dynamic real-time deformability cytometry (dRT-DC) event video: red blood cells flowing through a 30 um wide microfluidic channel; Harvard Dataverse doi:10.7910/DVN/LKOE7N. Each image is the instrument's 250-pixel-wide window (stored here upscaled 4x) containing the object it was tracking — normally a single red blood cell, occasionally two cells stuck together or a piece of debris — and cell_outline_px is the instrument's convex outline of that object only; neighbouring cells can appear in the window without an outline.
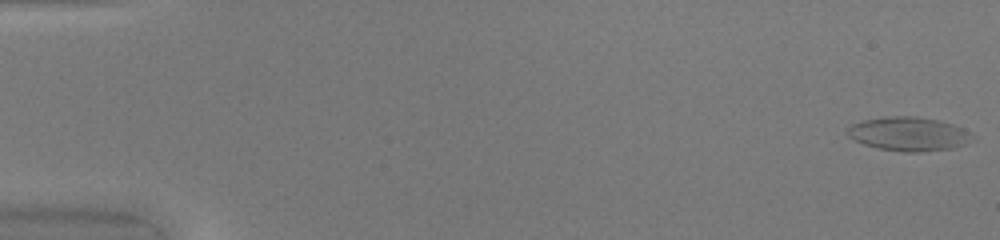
{"species": "common noctule bat (a hibernating species)", "species_latin": "Nyctalus noctula", "temperature_condition": "warm", "stored_images_in_passage": 51, "camera_frame_rate_fps": 3000, "um_per_image_px": 0.085, "animal": {"sex": "female", "body_mass_g": 20.0, "forearm_length_mm": 54.0}, "frame": {"image": 1, "passage_image": 1, "time_ms": 0.0, "image_size_px": [1000, 240], "cell_outline_px": [[976, 140], [952, 148], [916, 152], [904, 152], [880, 148], [864, 144], [848, 136], [844, 132], [852, 124], [864, 120], [888, 116], [916, 116], [936, 120], [952, 124], [968, 132]], "centroid_in_image_um": [77.22, 11.38], "position_along_channel_um": 7.8, "area_um2": 24.39}}
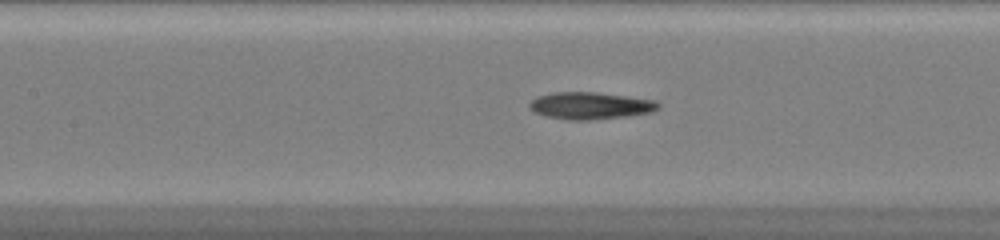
{"frame": {"image": 2, "passage_image": 24, "time_ms": 7.667, "image_size_px": [1000, 240], "cell_outline_px": [[660, 108], [652, 112], [628, 116], [588, 120], [568, 120], [548, 116], [536, 112], [528, 108], [528, 104], [536, 96], [552, 92], [596, 92], [656, 100], [660, 104]], "centroid_in_image_um": [50.19, 8.97], "position_along_channel_um": 157.2, "area_um2": 20.4}}
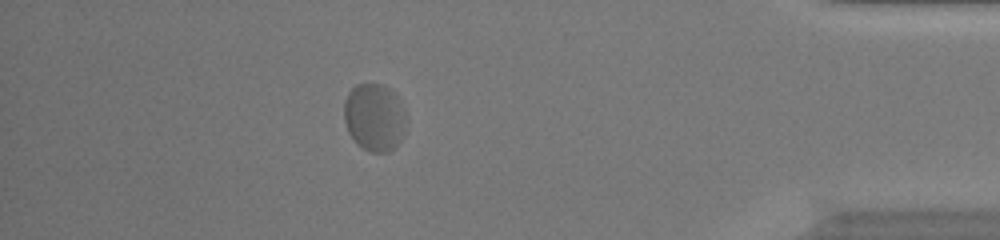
{"frame": {"image": 3, "passage_image": 45, "time_ms": 14.667, "image_size_px": [1000, 240], "cell_outline_px": [[404, 132], [396, 148], [388, 152], [372, 152], [356, 144], [348, 132], [344, 120], [344, 100], [348, 92], [356, 84], [384, 84], [400, 100], [404, 116]], "centroid_in_image_um": [31.79, 9.97], "position_along_channel_um": 403.4, "area_um2": 24.45}, "authors_computed_cell_mechanics": {"area_um2": 21.7328, "velocity_mm_per_s": 4.102, "shape_relaxation_time_tau1_ms": null, "shape_relaxation_time_tau2_ms": 1.2729, "deformation_change_tau1": null, "deformation_change_tau2": 0.0693}}